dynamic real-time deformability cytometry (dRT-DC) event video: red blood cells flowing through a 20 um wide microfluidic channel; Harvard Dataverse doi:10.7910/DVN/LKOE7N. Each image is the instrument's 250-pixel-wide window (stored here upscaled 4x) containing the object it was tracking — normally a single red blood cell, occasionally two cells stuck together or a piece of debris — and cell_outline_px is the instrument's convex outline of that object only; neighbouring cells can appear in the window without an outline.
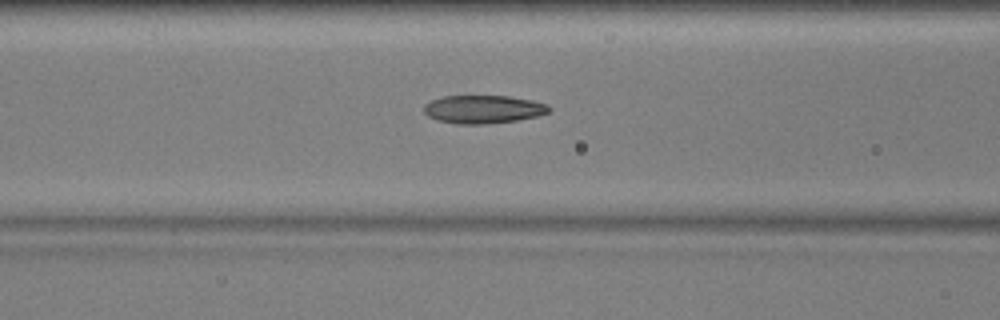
{"species": "common noctule bat (a hibernating species)", "species_latin": "Nyctalus noctula", "temperature_condition": "warm", "stored_images_in_passage": 49, "camera_frame_rate_fps": 3000, "um_per_image_px": 0.085, "animal": {"sex": "male", "body_mass_g": 17.9, "forearm_length_mm": 54.2}, "frame": {"image": 1, "passage_image": 22, "time_ms": 7.0, "image_size_px": [1000, 320], "cell_outline_px": [[552, 108], [548, 112], [536, 116], [516, 120], [484, 124], [456, 124], [436, 120], [428, 116], [424, 112], [424, 104], [432, 100], [444, 96], [508, 96], [532, 100], [548, 104]], "centroid_in_image_um": [41.06, 9.29], "position_along_channel_um": 125.5, "area_um2": 20.52}}
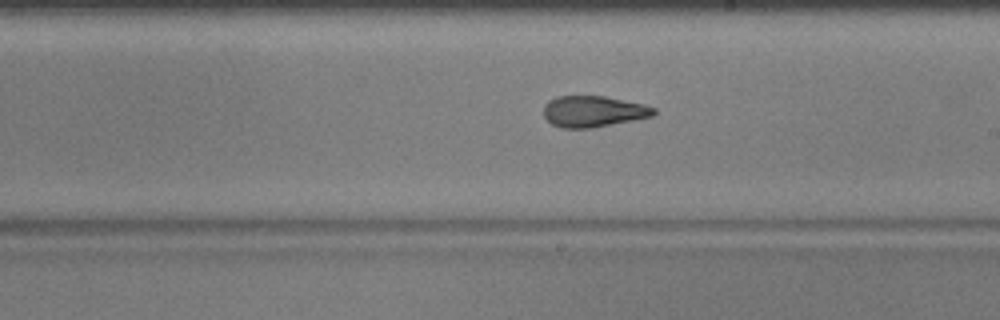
{"frame": {"image": 2, "passage_image": 31, "time_ms": 10.0, "image_size_px": [1000, 320], "cell_outline_px": [[656, 112], [652, 116], [592, 128], [560, 128], [552, 124], [544, 116], [544, 104], [548, 100], [556, 96], [604, 96], [644, 104], [656, 108]], "centroid_in_image_um": [50.41, 9.46], "position_along_channel_um": 238.6, "area_um2": 20.0}}
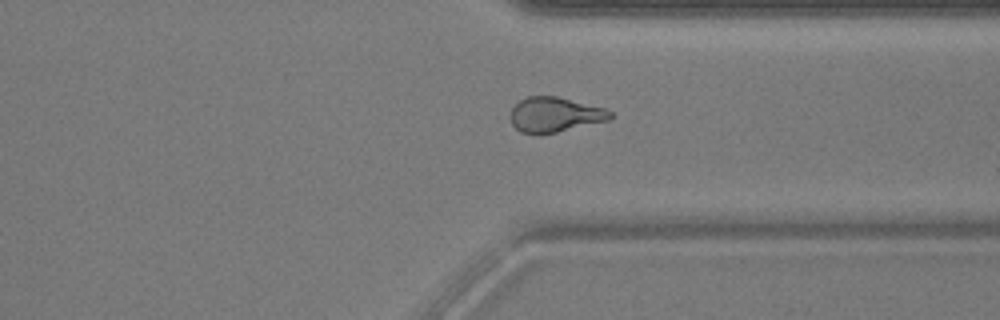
{"frame": {"image": 3, "passage_image": 41, "time_ms": 13.333, "image_size_px": [1000, 320], "cell_outline_px": [[612, 116], [608, 120], [556, 132], [536, 136], [520, 132], [512, 124], [508, 116], [512, 108], [520, 100], [528, 96], [556, 96], [604, 108], [612, 112]], "centroid_in_image_um": [47.09, 9.76], "position_along_channel_um": 364.3, "area_um2": 20.4}, "authors_computed_cell_mechanics": {"area_um2": 20.23, "velocity_mm_per_s": 3.7733, "shape_relaxation_time_tau1_ms": null, "shape_relaxation_time_tau2_ms": 1.8599, "deformation_change_tau1": null, "deformation_change_tau2": 0.1055}}